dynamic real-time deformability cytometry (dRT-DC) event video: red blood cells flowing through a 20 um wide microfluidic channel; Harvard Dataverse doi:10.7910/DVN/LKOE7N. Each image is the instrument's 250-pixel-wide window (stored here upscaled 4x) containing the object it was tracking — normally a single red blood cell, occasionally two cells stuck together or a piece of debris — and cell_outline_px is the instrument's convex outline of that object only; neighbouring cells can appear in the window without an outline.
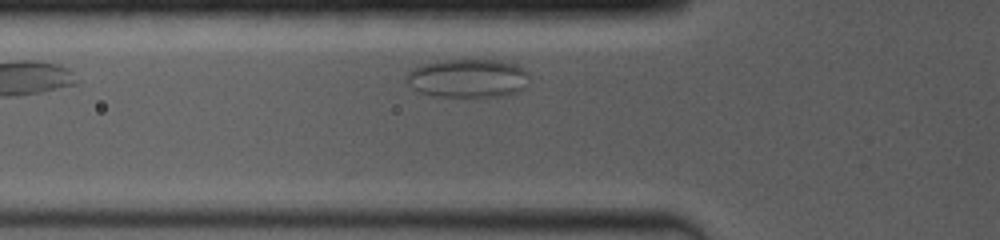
{"species": "common noctule bat (a hibernating species)", "species_latin": "Nyctalus noctula", "temperature_condition": "room temperature", "stored_images_in_passage": 28, "segment_of_instrument_passage": [1, 2], "camera_frame_rate_fps": 4000, "um_per_image_px": 0.085, "animal": {"sex": "female", "body_mass_g": 19.0, "forearm_length_mm": 53.3}, "frame": {"image": 1, "passage_image": 3, "time_ms": 0.5, "image_size_px": [1000, 240], "cell_outline_px": [[528, 76], [524, 88], [520, 92], [504, 96], [436, 96], [416, 92], [408, 84], [408, 72], [424, 64], [436, 60], [500, 60], [516, 64], [524, 68], [528, 72]], "centroid_in_image_um": [39.8, 6.65], "position_along_channel_um": 86.0, "area_um2": 27.69}}
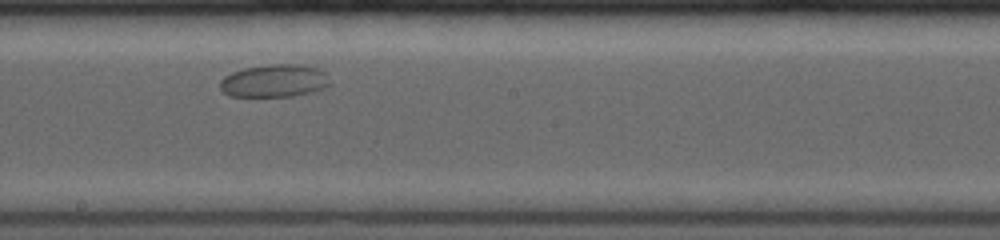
{"frame": {"image": 2, "passage_image": 15, "time_ms": 4.5, "image_size_px": [1000, 240], "cell_outline_px": [[328, 88], [292, 96], [228, 96], [220, 88], [220, 80], [224, 76], [232, 72], [244, 68], [268, 64], [300, 64], [316, 68], [324, 72], [328, 84]], "centroid_in_image_um": [23.28, 6.87], "position_along_channel_um": 224.9, "area_um2": 20.87}}
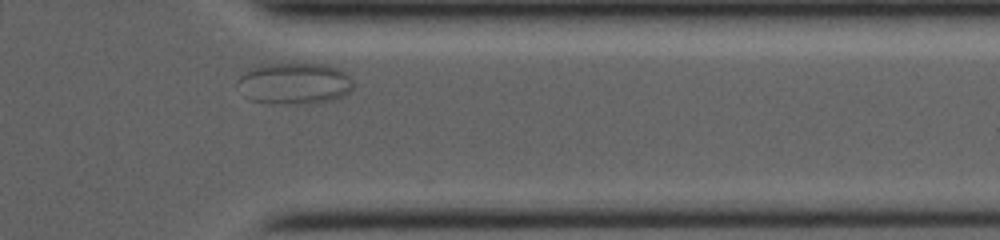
{"frame": {"image": 3, "passage_image": 25, "time_ms": 9.0, "image_size_px": [1000, 240], "cell_outline_px": [[352, 88], [348, 92], [332, 100], [308, 104], [272, 104], [248, 100], [244, 96], [236, 84], [236, 80], [240, 76], [260, 64], [324, 64], [336, 68], [344, 72], [352, 80]], "centroid_in_image_um": [24.97, 7.12], "position_along_channel_um": 386.4, "area_um2": 28.03}}